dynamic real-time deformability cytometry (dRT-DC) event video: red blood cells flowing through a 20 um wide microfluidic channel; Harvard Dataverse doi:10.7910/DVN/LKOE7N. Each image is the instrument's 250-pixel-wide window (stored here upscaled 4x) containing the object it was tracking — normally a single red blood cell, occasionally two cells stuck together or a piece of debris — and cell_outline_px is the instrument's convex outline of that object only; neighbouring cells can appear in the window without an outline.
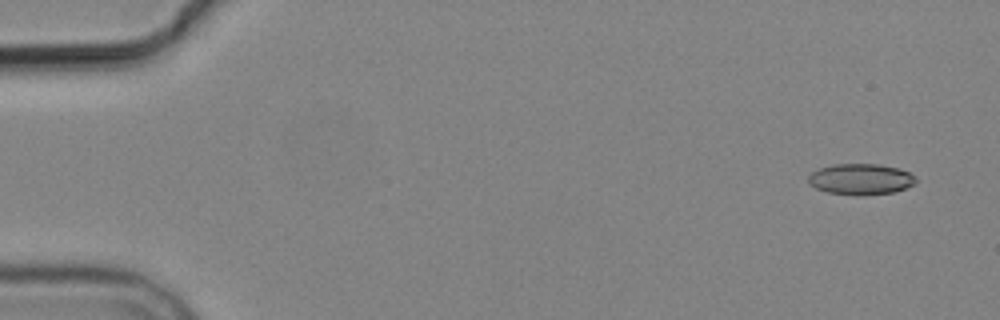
{"species": "common noctule bat (a hibernating species)", "species_latin": "Nyctalus noctula", "temperature_condition": "cold", "stored_images_in_passage": 5, "camera_frame_rate_fps": 3000, "um_per_image_px": 0.085, "animal": {"sex": "male", "body_mass_g": 19.2, "forearm_length_mm": 51.8}, "frame": {"image": 1, "passage_image": 1, "time_ms": 0.0, "image_size_px": [1000, 320], "cell_outline_px": [[916, 184], [896, 192], [864, 196], [856, 196], [828, 192], [816, 188], [808, 184], [808, 176], [812, 172], [820, 168], [832, 164], [880, 164], [900, 168], [916, 176]], "centroid_in_image_um": [73.19, 15.24], "position_along_channel_um": 11.8, "area_um2": 19.83}}
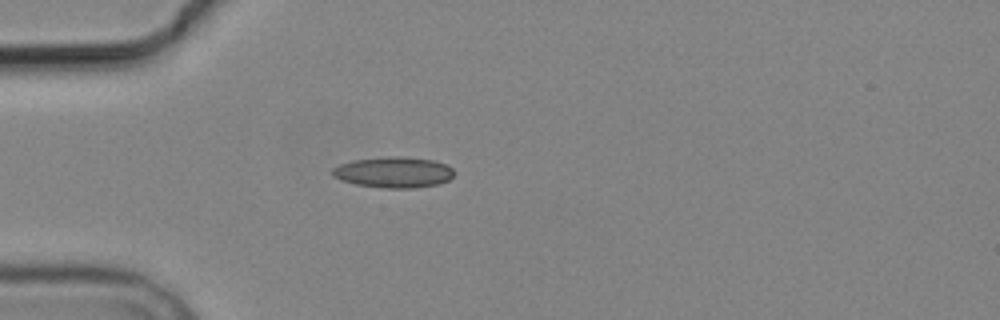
{"frame": {"image": 2, "passage_image": 4, "time_ms": 4.333, "image_size_px": [1000, 320], "cell_outline_px": [[452, 176], [448, 180], [440, 184], [416, 188], [380, 188], [356, 184], [340, 180], [332, 176], [332, 168], [340, 164], [352, 160], [388, 156], [404, 156], [432, 160], [444, 164], [452, 168]], "centroid_in_image_um": [33.42, 14.65], "position_along_channel_um": 51.6, "area_um2": 22.02}}